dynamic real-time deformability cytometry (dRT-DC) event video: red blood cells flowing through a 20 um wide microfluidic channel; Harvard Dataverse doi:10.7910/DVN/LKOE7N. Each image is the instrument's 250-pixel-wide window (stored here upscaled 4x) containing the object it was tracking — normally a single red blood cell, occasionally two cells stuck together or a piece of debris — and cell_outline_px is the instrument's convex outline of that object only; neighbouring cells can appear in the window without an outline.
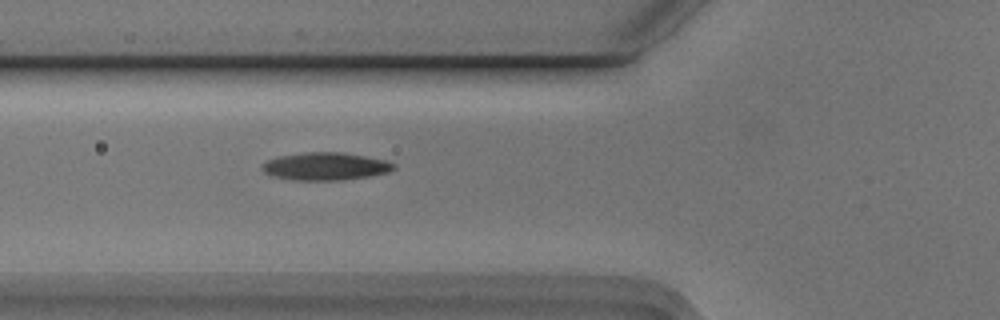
{"species": "Egyptian fruit bat (a non-hibernating species)", "species_latin": "Rousettus aegyptiacus", "temperature_condition": "cold", "stored_images_in_passage": 2, "camera_frame_rate_fps": 3000, "um_per_image_px": 0.085, "animal": {"sex": "male"}, "frame": {"image": 1, "passage_image": 2, "time_ms": 0.333, "image_size_px": [1000, 320], "cell_outline_px": [[396, 168], [388, 172], [368, 176], [336, 180], [292, 180], [272, 176], [264, 172], [260, 168], [260, 164], [268, 160], [280, 156], [304, 152], [344, 152], [384, 160], [396, 164]], "centroid_in_image_um": [27.62, 14.13], "position_along_channel_um": 98.2, "area_um2": 21.21}}